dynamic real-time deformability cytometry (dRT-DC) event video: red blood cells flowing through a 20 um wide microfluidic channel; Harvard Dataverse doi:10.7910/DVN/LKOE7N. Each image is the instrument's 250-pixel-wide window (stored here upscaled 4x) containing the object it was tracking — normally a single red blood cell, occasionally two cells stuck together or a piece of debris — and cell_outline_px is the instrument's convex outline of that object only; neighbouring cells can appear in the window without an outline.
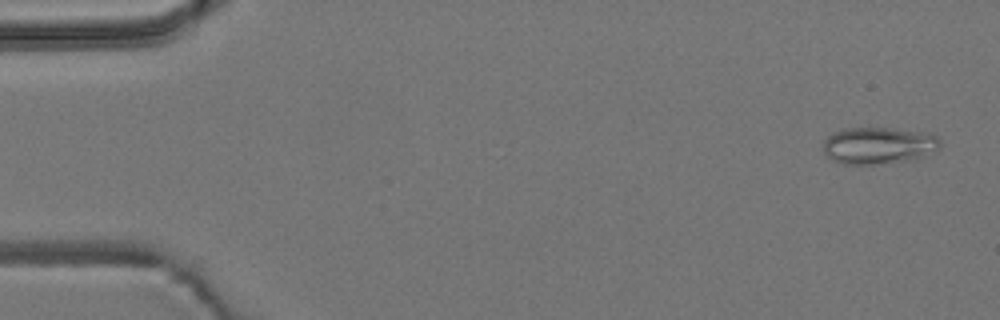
{"species": "common noctule bat (a hibernating species)", "species_latin": "Nyctalus noctula", "temperature_condition": "room temperature", "stored_images_in_passage": 53, "camera_frame_rate_fps": 3000, "um_per_image_px": 0.085, "animal": {"sex": "male", "body_mass_g": 19.2, "forearm_length_mm": 51.8}, "frame": {"image": 1, "passage_image": 2, "time_ms": 0.333, "image_size_px": [1000, 320], "cell_outline_px": [[940, 148], [920, 156], [904, 160], [876, 164], [844, 164], [832, 160], [824, 152], [824, 140], [832, 132], [840, 128], [892, 128], [928, 132], [936, 136], [940, 140]], "centroid_in_image_um": [74.63, 12.34], "position_along_channel_um": 10.4, "area_um2": 24.97}}
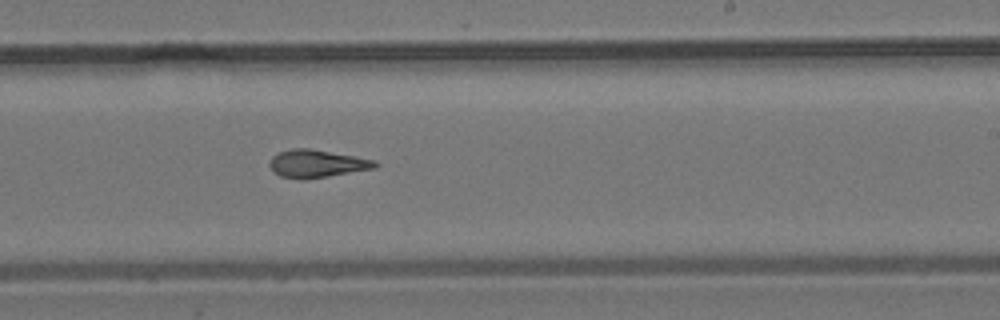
{"frame": {"image": 2, "passage_image": 32, "time_ms": 10.333, "image_size_px": [1000, 320], "cell_outline_px": [[380, 164], [376, 168], [328, 176], [280, 176], [268, 164], [272, 156], [280, 152], [292, 148], [308, 148], [356, 156], [376, 160]], "centroid_in_image_um": [27.01, 13.86], "position_along_channel_um": 262.0, "area_um2": 16.36}}
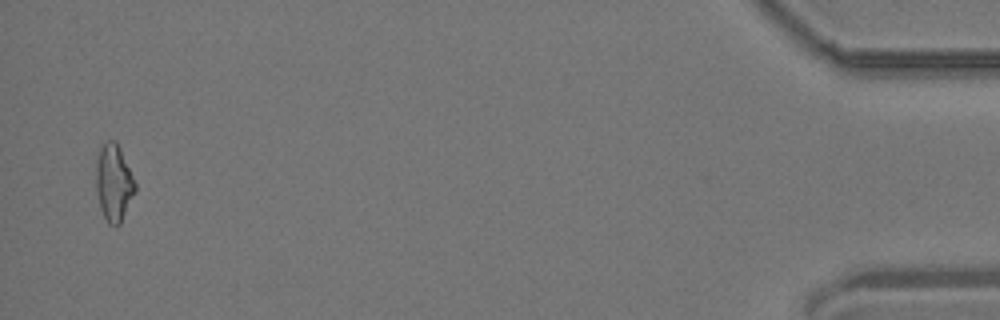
{"frame": {"image": 3, "passage_image": 52, "time_ms": 17.0, "image_size_px": [1000, 320], "cell_outline_px": [[136, 192], [120, 224], [108, 224], [100, 208], [96, 188], [96, 160], [100, 148], [108, 140], [116, 140], [120, 148], [136, 184]], "centroid_in_image_um": [9.67, 15.53], "position_along_channel_um": 425.5, "area_um2": 17.46}, "authors_computed_cell_mechanics": {"area_um2": 17.34, "velocity_mm_per_s": 3.8299, "shape_relaxation_time_tau1_ms": null, "shape_relaxation_time_tau2_ms": 2.3237, "deformation_change_tau1": null, "deformation_change_tau2": 0.0922}}